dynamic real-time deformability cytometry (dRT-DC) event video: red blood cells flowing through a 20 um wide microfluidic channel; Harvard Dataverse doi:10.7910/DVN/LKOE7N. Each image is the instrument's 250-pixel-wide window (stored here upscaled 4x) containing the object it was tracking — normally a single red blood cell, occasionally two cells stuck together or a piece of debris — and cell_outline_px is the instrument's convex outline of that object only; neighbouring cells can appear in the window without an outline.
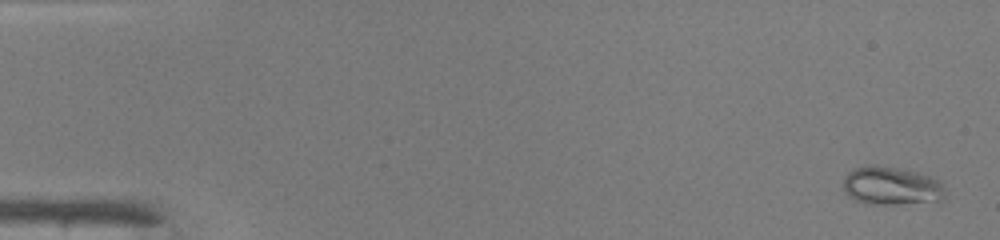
{"species": "common noctule bat (a hibernating species)", "species_latin": "Nyctalus noctula", "temperature_condition": "warm", "stored_images_in_passage": 48, "camera_frame_rate_fps": 3000, "um_per_image_px": 0.085, "animal": {"sex": "male", "body_mass_g": 19.0, "forearm_length_mm": 50.8}, "frame": {"image": 1, "passage_image": 2, "time_ms": 0.333, "image_size_px": [1000, 240], "cell_outline_px": [[944, 196], [940, 204], [868, 204], [856, 200], [848, 196], [844, 192], [844, 176], [848, 172], [856, 168], [868, 164], [876, 164], [916, 172], [940, 180], [944, 188]], "centroid_in_image_um": [75.82, 15.83], "position_along_channel_um": 9.2, "area_um2": 23.35}}
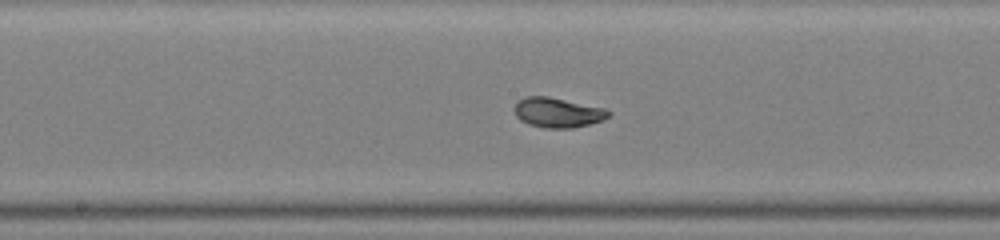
{"frame": {"image": 2, "passage_image": 26, "time_ms": 8.333, "image_size_px": [1000, 240], "cell_outline_px": [[612, 112], [604, 120], [572, 128], [544, 128], [528, 124], [520, 120], [516, 116], [512, 108], [516, 100], [524, 96], [548, 96], [604, 108]], "centroid_in_image_um": [47.34, 9.56], "position_along_channel_um": 200.9, "area_um2": 16.59}}
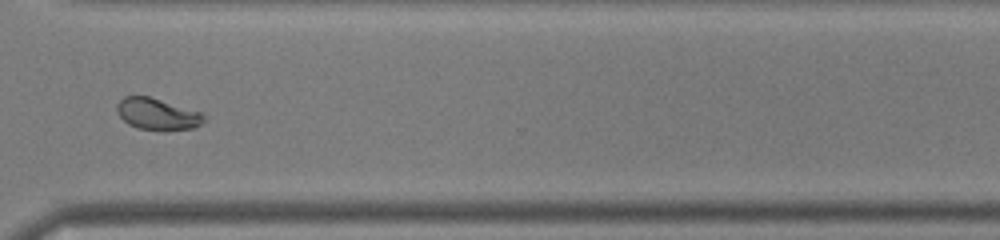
{"frame": {"image": 3, "passage_image": 37, "time_ms": 12.0, "image_size_px": [1000, 240], "cell_outline_px": [[204, 120], [196, 128], [164, 132], [160, 132], [136, 128], [128, 124], [116, 112], [116, 104], [124, 96], [148, 96], [200, 112], [204, 116]], "centroid_in_image_um": [13.35, 9.73], "position_along_channel_um": 357.3, "area_um2": 16.3}, "authors_computed_cell_mechanics": {"area_um2": 16.5597, "velocity_mm_per_s": 4.246, "shape_relaxation_time_tau1_ms": 2.4971, "shape_relaxation_time_tau2_ms": 0.6964, "deformation_change_tau1": 0.1355, "deformation_change_tau2": 0.0576}}